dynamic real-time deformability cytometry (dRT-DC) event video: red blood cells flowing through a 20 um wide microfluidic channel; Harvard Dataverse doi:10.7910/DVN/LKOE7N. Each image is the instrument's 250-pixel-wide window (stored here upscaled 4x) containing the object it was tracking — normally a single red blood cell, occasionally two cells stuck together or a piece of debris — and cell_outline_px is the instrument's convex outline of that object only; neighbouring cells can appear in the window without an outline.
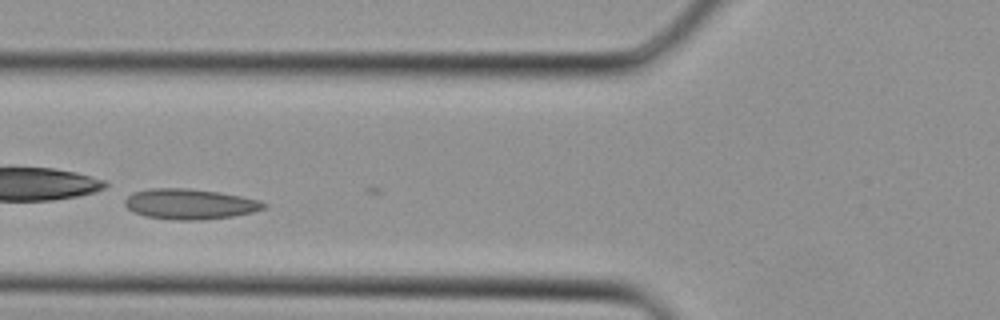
{"species": "Egyptian fruit bat (a non-hibernating species)", "species_latin": "Rousettus aegyptiacus", "temperature_condition": "cold", "stored_images_in_passage": 7, "camera_frame_rate_fps": 3000, "um_per_image_px": 0.085, "animal": {"sex": "female"}, "frame": {"image": 1, "passage_image": 3, "time_ms": 0.667, "image_size_px": [1000, 320], "cell_outline_px": [[268, 204], [264, 208], [252, 212], [232, 216], [200, 220], [172, 220], [144, 216], [132, 212], [124, 204], [124, 200], [132, 192], [152, 188], [188, 188], [220, 192], [260, 200]], "centroid_in_image_um": [16.1, 17.34], "position_along_channel_um": 109.7, "area_um2": 24.74}}
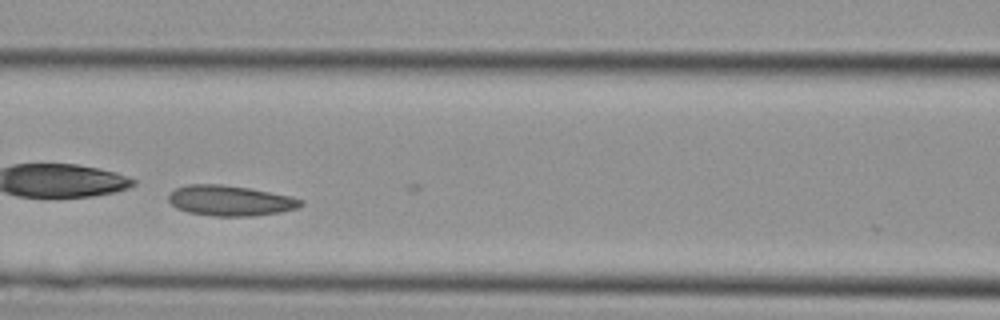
{"frame": {"image": 2, "passage_image": 5, "time_ms": 1.333, "image_size_px": [1000, 320], "cell_outline_px": [[304, 204], [296, 208], [280, 212], [256, 216], [212, 216], [188, 212], [176, 208], [168, 200], [168, 192], [176, 188], [188, 184], [220, 184], [248, 188], [288, 196], [304, 200]], "centroid_in_image_um": [19.52, 17.06], "position_along_channel_um": 147.1, "area_um2": 23.41}}